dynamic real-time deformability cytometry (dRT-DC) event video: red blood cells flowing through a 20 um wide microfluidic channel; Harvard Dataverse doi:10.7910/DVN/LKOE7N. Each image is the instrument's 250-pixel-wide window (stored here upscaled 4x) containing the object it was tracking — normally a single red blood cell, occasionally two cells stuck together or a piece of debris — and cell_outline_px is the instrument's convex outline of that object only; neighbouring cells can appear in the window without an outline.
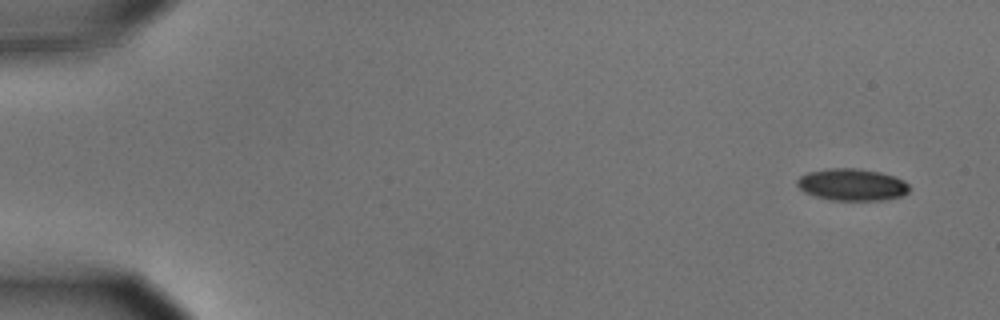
{"species": "common noctule bat (a hibernating species)", "species_latin": "Nyctalus noctula", "temperature_condition": "cold", "stored_images_in_passage": 5, "camera_frame_rate_fps": 3000, "um_per_image_px": 0.085, "animal": {"sex": "male", "body_mass_g": 15.6}, "frame": {"image": 1, "passage_image": 1, "time_ms": 0.0, "image_size_px": [1000, 320], "cell_outline_px": [[908, 192], [900, 196], [884, 200], [828, 200], [804, 192], [796, 184], [796, 180], [800, 176], [808, 172], [828, 168], [856, 168], [880, 172], [904, 180], [908, 184]], "centroid_in_image_um": [72.39, 15.69], "position_along_channel_um": 12.6, "area_um2": 20.87}}
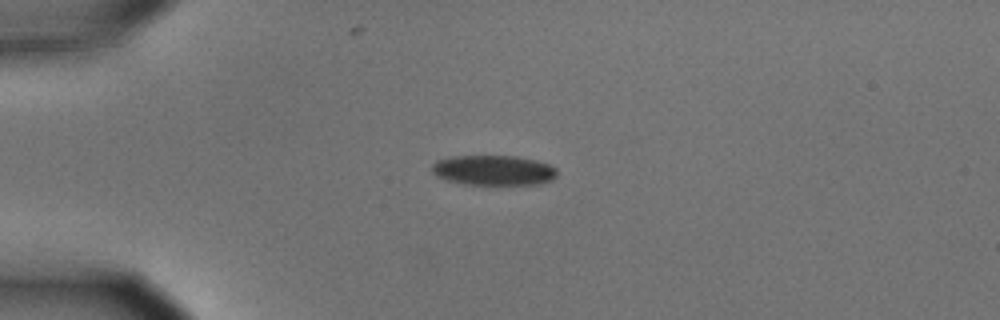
{"frame": {"image": 2, "passage_image": 4, "time_ms": 1.0, "image_size_px": [1000, 320], "cell_outline_px": [[556, 176], [552, 180], [540, 184], [464, 184], [448, 180], [436, 176], [432, 172], [432, 164], [436, 160], [452, 156], [516, 156], [536, 160], [548, 164], [556, 168]], "centroid_in_image_um": [41.94, 14.47], "position_along_channel_um": 43.1, "area_um2": 21.91}}